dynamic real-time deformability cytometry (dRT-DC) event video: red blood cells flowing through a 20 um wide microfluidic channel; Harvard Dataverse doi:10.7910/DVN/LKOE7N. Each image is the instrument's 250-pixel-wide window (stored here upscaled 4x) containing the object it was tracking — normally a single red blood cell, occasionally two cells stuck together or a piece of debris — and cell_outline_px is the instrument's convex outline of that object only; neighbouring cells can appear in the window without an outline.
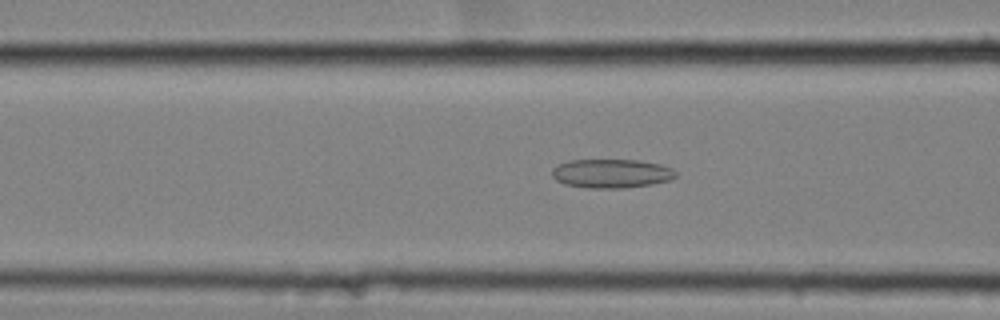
{"species": "common noctule bat (a hibernating species)", "species_latin": "Nyctalus noctula", "temperature_condition": "cold", "stored_images_in_passage": 59, "camera_frame_rate_fps": 3000, "um_per_image_px": 0.085, "animal": {"sex": "female", "body_mass_g": 25.1}, "frame": {"image": 1, "passage_image": 25, "time_ms": 8.0, "image_size_px": [1000, 320], "cell_outline_px": [[676, 176], [668, 180], [652, 184], [624, 188], [588, 188], [564, 184], [556, 180], [552, 176], [552, 168], [556, 164], [568, 160], [640, 160], [660, 164], [672, 168], [676, 172]], "centroid_in_image_um": [51.93, 14.74], "position_along_channel_um": 114.7, "area_um2": 20.98}}
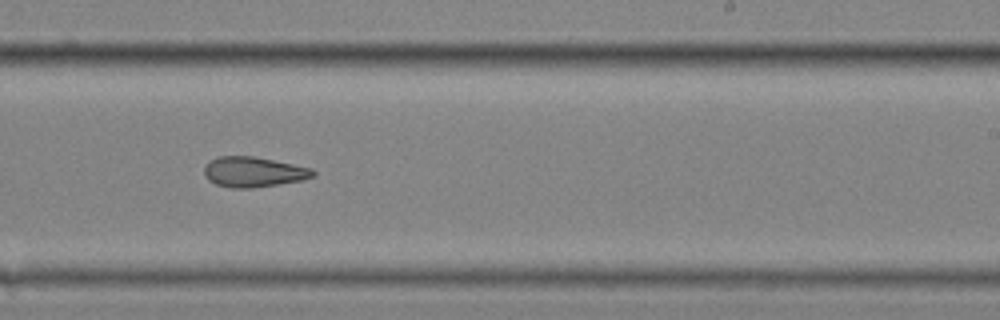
{"frame": {"image": 2, "passage_image": 38, "time_ms": 12.333, "image_size_px": [1000, 320], "cell_outline_px": [[316, 176], [304, 180], [280, 184], [252, 188], [232, 188], [216, 184], [208, 180], [204, 176], [204, 168], [208, 160], [220, 156], [252, 156], [312, 168], [316, 172]], "centroid_in_image_um": [21.55, 14.62], "position_along_channel_um": 267.5, "area_um2": 19.31}}
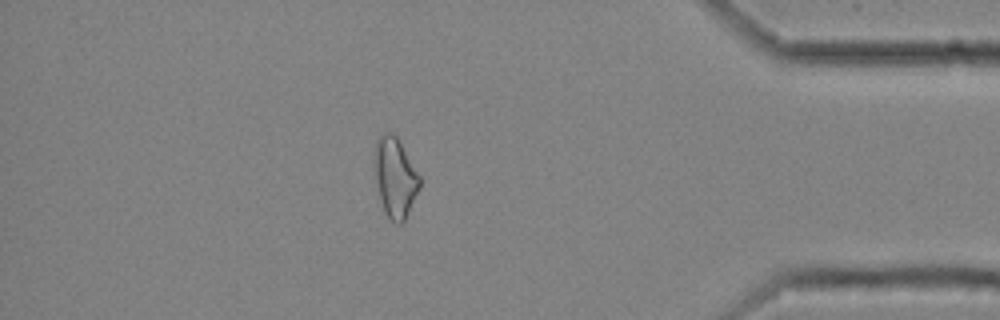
{"frame": {"image": 3, "passage_image": 52, "time_ms": 17.0, "image_size_px": [1000, 320], "cell_outline_px": [[420, 188], [404, 220], [400, 224], [396, 224], [384, 212], [380, 200], [372, 160], [376, 140], [380, 132], [392, 132], [396, 136], [420, 176]], "centroid_in_image_um": [33.55, 15.04], "position_along_channel_um": 401.7, "area_um2": 21.1}, "authors_computed_cell_mechanics": {"area_um2": 21.5016, "velocity_mm_per_s": 3.5296, "shape_relaxation_time_tau1_ms": null, "shape_relaxation_time_tau2_ms": 5.8738, "deformation_change_tau1": null, "deformation_change_tau2": 0.1439}}